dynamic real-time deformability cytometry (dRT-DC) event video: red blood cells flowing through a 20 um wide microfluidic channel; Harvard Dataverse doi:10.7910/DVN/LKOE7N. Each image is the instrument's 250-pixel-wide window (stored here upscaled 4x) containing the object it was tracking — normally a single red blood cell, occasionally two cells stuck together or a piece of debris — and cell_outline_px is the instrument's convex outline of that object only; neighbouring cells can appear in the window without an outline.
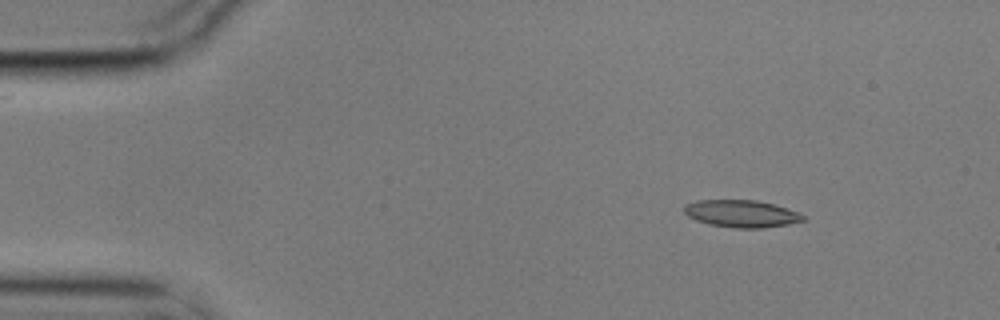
{"species": "common noctule bat (a hibernating species)", "species_latin": "Nyctalus noctula", "temperature_condition": "cold", "stored_images_in_passage": 6, "camera_frame_rate_fps": 3000, "um_per_image_px": 0.085, "animal": {"sex": "male", "body_mass_g": 17.9}, "frame": {"image": 1, "passage_image": 3, "time_ms": 0.667, "image_size_px": [1000, 320], "cell_outline_px": [[808, 220], [788, 224], [764, 228], [736, 228], [708, 224], [696, 220], [688, 216], [684, 212], [684, 208], [688, 204], [696, 200], [756, 200], [788, 208], [800, 212]], "centroid_in_image_um": [63.07, 18.16], "position_along_channel_um": 21.9, "area_um2": 18.96}}
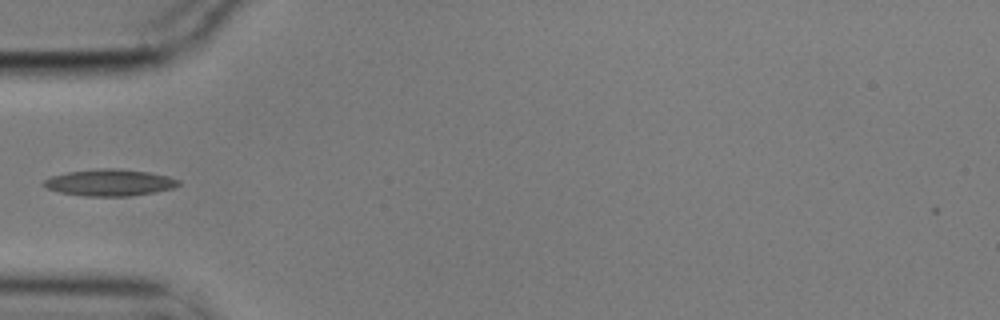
{"frame": {"image": 2, "passage_image": 6, "time_ms": 1.667, "image_size_px": [1000, 320], "cell_outline_px": [[180, 184], [172, 188], [156, 192], [128, 196], [84, 196], [60, 192], [48, 188], [44, 184], [44, 180], [52, 176], [68, 172], [100, 168], [116, 168], [148, 172], [168, 176], [180, 180]], "centroid_in_image_um": [9.35, 15.52], "position_along_channel_um": 75.6, "area_um2": 20.75}}